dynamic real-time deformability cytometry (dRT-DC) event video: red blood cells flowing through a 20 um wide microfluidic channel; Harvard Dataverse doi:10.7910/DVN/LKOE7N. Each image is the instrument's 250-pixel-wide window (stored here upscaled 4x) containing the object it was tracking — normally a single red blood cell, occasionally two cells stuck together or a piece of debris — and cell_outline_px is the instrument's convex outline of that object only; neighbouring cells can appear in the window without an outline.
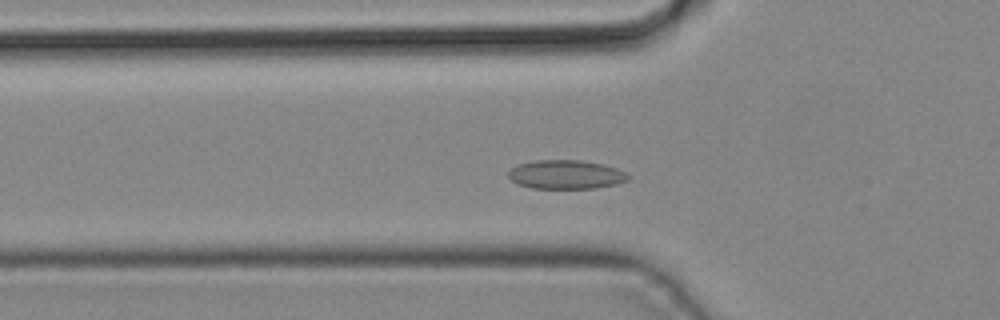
{"species": "common noctule bat (a hibernating species)", "species_latin": "Nyctalus noctula", "temperature_condition": "cold", "stored_images_in_passage": 39, "camera_frame_rate_fps": 3000, "um_per_image_px": 0.085, "animal": {"sex": "male", "body_mass_g": 19.2, "forearm_length_mm": 51.8}, "frame": {"image": 1, "passage_image": 11, "time_ms": 3.333, "image_size_px": [1000, 320], "cell_outline_px": [[628, 180], [616, 184], [596, 188], [532, 188], [520, 184], [512, 180], [508, 176], [508, 172], [512, 168], [520, 164], [536, 160], [580, 160], [604, 164], [616, 168], [624, 172], [628, 176]], "centroid_in_image_um": [48.12, 14.83], "position_along_channel_um": 77.7, "area_um2": 19.94}}
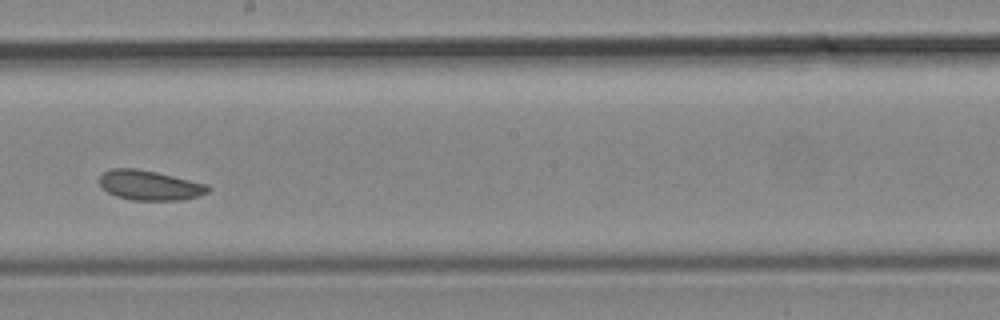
{"frame": {"image": 2, "passage_image": 21, "time_ms": 6.667, "image_size_px": [1000, 320], "cell_outline_px": [[212, 188], [208, 192], [184, 200], [132, 200], [116, 196], [108, 192], [100, 184], [100, 176], [104, 172], [112, 168], [136, 168], [156, 172], [208, 184]], "centroid_in_image_um": [12.74, 15.75], "position_along_channel_um": 235.5, "area_um2": 18.79}}
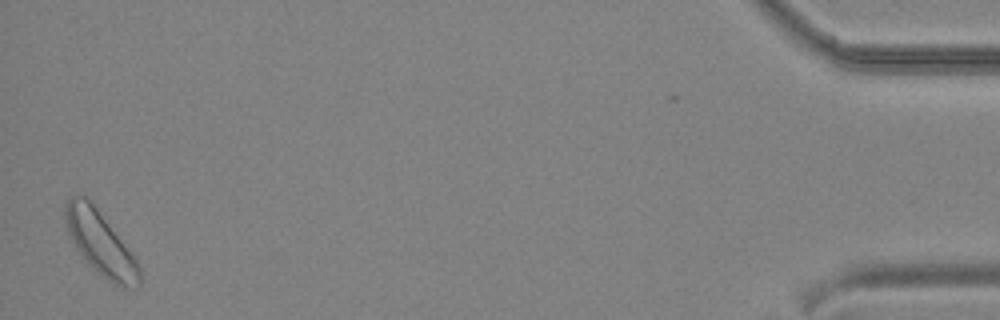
{"frame": {"image": 3, "passage_image": 39, "time_ms": 12.667, "image_size_px": [1000, 320], "cell_outline_px": [[140, 288], [132, 288], [112, 284], [88, 264], [80, 252], [68, 232], [64, 212], [64, 208], [68, 200], [72, 196], [84, 196], [96, 208], [136, 256], [140, 268]], "centroid_in_image_um": [8.59, 20.73], "position_along_channel_um": 426.6, "area_um2": 27.05}}